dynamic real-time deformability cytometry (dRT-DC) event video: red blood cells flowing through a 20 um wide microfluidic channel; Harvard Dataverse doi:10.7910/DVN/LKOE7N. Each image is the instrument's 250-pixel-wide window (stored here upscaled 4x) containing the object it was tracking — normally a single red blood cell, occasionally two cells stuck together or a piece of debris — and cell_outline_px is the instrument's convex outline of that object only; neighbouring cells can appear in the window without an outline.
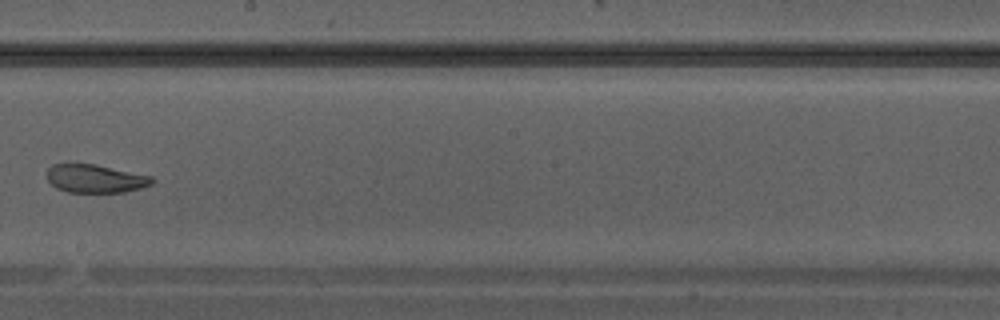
{"species": "Egyptian fruit bat (a non-hibernating species)", "species_latin": "Rousettus aegyptiacus", "temperature_condition": "warm", "stored_images_in_passage": 36, "camera_frame_rate_fps": 3000, "um_per_image_px": 0.085, "animal": {"sex": "male"}, "frame": {"image": 1, "passage_image": 21, "time_ms": 6.667, "image_size_px": [1000, 320], "cell_outline_px": [[156, 180], [152, 184], [140, 188], [124, 192], [68, 192], [56, 188], [48, 180], [48, 168], [52, 164], [96, 164], [152, 176]], "centroid_in_image_um": [8.13, 15.18], "position_along_channel_um": 240.1, "area_um2": 17.28}}